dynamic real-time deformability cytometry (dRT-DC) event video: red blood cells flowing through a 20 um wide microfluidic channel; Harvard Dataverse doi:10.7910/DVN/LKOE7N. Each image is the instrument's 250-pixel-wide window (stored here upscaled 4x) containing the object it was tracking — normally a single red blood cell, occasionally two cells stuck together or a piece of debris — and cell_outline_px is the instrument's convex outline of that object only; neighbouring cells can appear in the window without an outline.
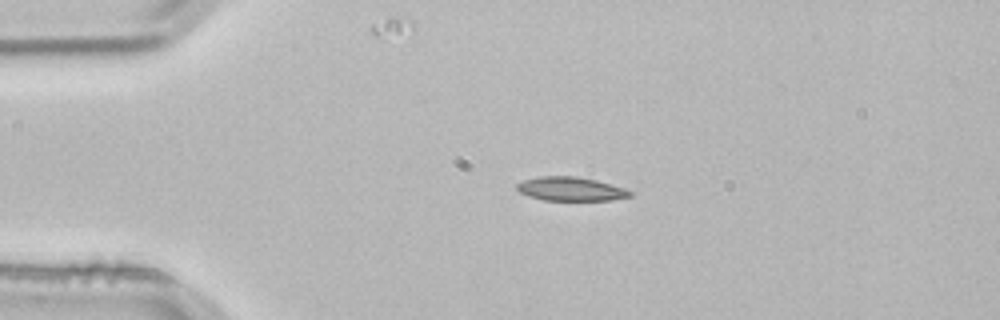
{"species": "common noctule bat (a hibernating species)", "species_latin": "Nyctalus noctula", "temperature_condition": "room temperature", "stored_images_in_passage": 2, "camera_frame_rate_fps": 3000, "um_per_image_px": 0.085, "animal": {"sex": "male", "body_mass_g": 21.5, "forearm_length_mm": 52.0}, "frame": {"image": 1, "passage_image": 1, "time_ms": 0.0, "image_size_px": [1000, 320], "cell_outline_px": [[632, 196], [612, 200], [544, 200], [528, 196], [520, 192], [516, 188], [516, 184], [524, 180], [540, 176], [576, 176], [596, 180], [624, 188], [632, 192]], "centroid_in_image_um": [48.5, 16.06], "position_along_channel_um": 36.5, "area_um2": 15.66}}
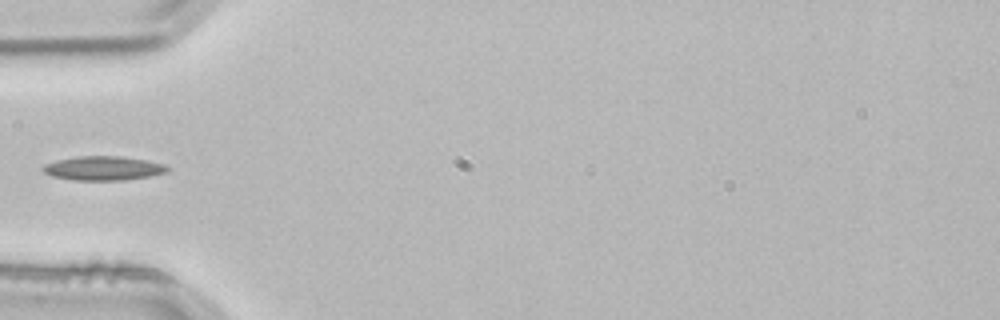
{"frame": {"image": 2, "passage_image": 2, "time_ms": 0.333, "image_size_px": [1000, 320], "cell_outline_px": [[168, 172], [148, 176], [124, 180], [72, 180], [52, 176], [44, 172], [40, 168], [44, 164], [56, 160], [80, 156], [120, 156], [144, 160], [164, 164], [168, 168]], "centroid_in_image_um": [8.73, 14.3], "position_along_channel_um": 76.3, "area_um2": 17.4}}